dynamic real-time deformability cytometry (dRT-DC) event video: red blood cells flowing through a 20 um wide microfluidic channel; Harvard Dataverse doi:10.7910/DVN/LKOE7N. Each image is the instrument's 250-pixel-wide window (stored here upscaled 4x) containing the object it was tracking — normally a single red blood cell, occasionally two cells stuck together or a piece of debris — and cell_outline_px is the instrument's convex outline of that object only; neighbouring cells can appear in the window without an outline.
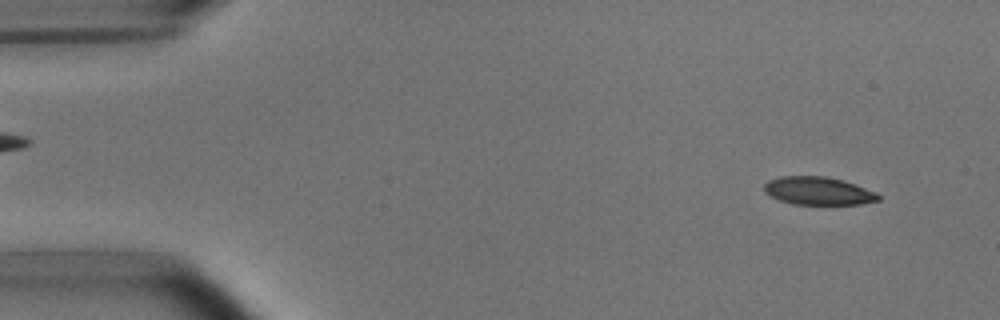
{"species": "common noctule bat (a hibernating species)", "species_latin": "Nyctalus noctula", "temperature_condition": "room temperature", "stored_images_in_passage": 52, "camera_frame_rate_fps": 3000, "um_per_image_px": 0.085, "animal": {"sex": "male", "body_mass_g": 15.6}, "frame": {"image": 1, "passage_image": 4, "time_ms": 1.0, "image_size_px": [1000, 320], "cell_outline_px": [[880, 200], [860, 204], [792, 204], [780, 200], [764, 192], [764, 184], [768, 180], [780, 176], [824, 176], [844, 180], [876, 192], [880, 196]], "centroid_in_image_um": [69.54, 16.22], "position_along_channel_um": 15.5, "area_um2": 18.61}}
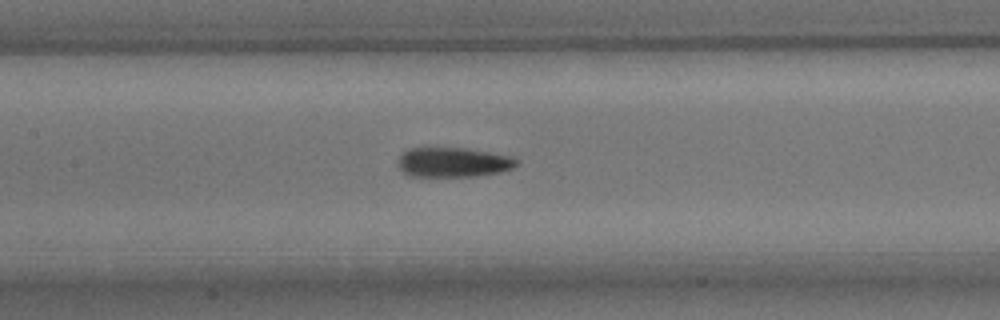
{"frame": {"image": 2, "passage_image": 24, "time_ms": 7.667, "image_size_px": [1000, 320], "cell_outline_px": [[520, 160], [512, 168], [500, 172], [476, 176], [408, 176], [396, 164], [400, 156], [408, 148], [428, 144], [464, 148], [512, 156]], "centroid_in_image_um": [38.45, 13.74], "position_along_channel_um": 169.0, "area_um2": 21.27}}
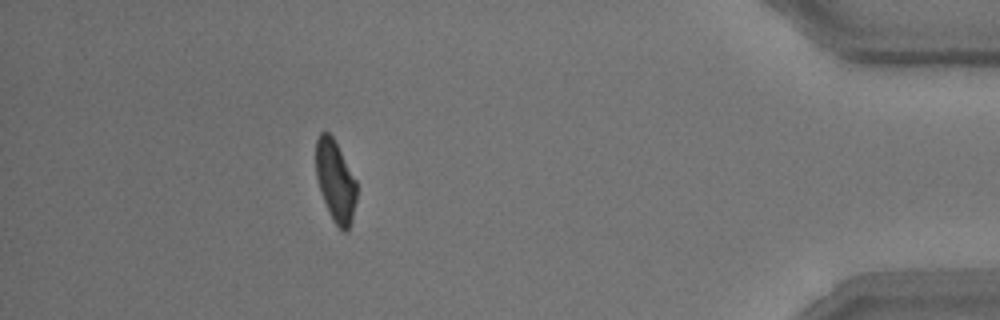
{"frame": {"image": 3, "passage_image": 47, "time_ms": 15.333, "image_size_px": [1000, 320], "cell_outline_px": [[356, 200], [352, 220], [348, 232], [344, 232], [332, 220], [328, 212], [320, 192], [316, 180], [316, 140], [320, 132], [328, 132], [332, 136], [356, 180]], "centroid_in_image_um": [28.5, 15.43], "position_along_channel_um": 406.7, "area_um2": 19.36}, "authors_computed_cell_mechanics": {"area_um2": 20.2878, "velocity_mm_per_s": 3.772, "shape_relaxation_time_tau1_ms": 4.4869, "shape_relaxation_time_tau2_ms": 2.7696, "deformation_change_tau1": 0.1433, "deformation_change_tau2": 0.1029}}